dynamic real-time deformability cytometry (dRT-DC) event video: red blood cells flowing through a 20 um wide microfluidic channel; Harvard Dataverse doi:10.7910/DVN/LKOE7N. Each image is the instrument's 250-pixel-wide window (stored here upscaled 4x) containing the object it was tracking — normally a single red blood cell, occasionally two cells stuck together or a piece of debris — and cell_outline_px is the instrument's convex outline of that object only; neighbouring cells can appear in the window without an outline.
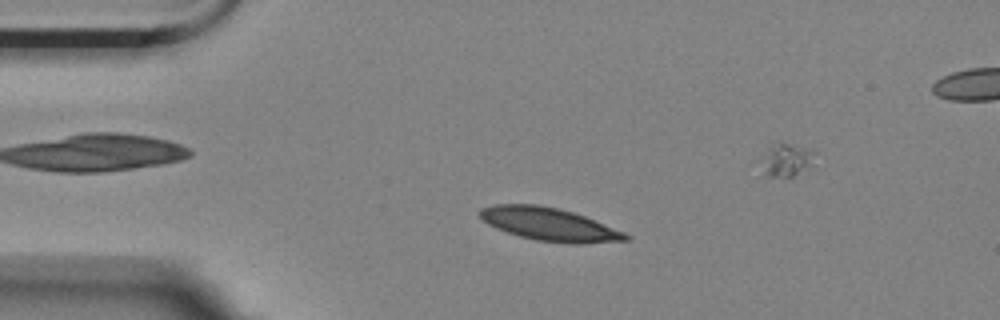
{"species": "Egyptian fruit bat (a non-hibernating species)", "species_latin": "Rousettus aegyptiacus", "temperature_condition": "room temperature", "stored_images_in_passage": 56, "camera_frame_rate_fps": 3000, "um_per_image_px": 0.085, "animal": {"sex": "female"}, "frame": {"image": 1, "passage_image": 11, "time_ms": 3.333, "image_size_px": [1000, 320], "cell_outline_px": [[632, 236], [628, 240], [580, 244], [568, 244], [536, 240], [520, 236], [496, 228], [488, 224], [480, 216], [480, 208], [496, 204], [536, 204], [556, 208], [572, 212], [584, 216], [624, 232]], "centroid_in_image_um": [46.7, 19.07], "position_along_channel_um": 38.3, "area_um2": 27.8}}
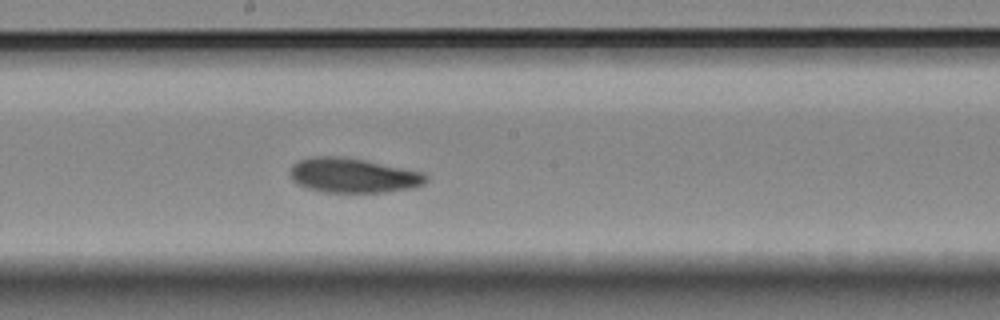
{"frame": {"image": 2, "passage_image": 29, "time_ms": 9.333, "image_size_px": [1000, 320], "cell_outline_px": [[428, 180], [424, 184], [416, 188], [384, 192], [324, 192], [308, 188], [296, 184], [292, 180], [288, 172], [292, 164], [300, 160], [312, 156], [340, 156], [364, 160], [424, 172], [428, 176]], "centroid_in_image_um": [30.01, 14.91], "position_along_channel_um": 218.2, "area_um2": 27.74}}
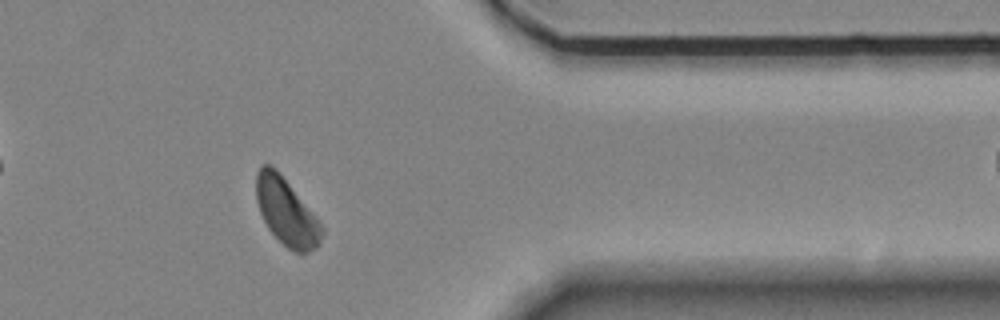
{"frame": {"image": 3, "passage_image": 45, "time_ms": 14.667, "image_size_px": [1000, 320], "cell_outline_px": [[324, 232], [320, 244], [316, 248], [308, 252], [296, 252], [288, 248], [268, 228], [260, 212], [256, 200], [256, 172], [264, 164], [272, 164], [280, 172], [324, 228]], "centroid_in_image_um": [24.34, 17.99], "position_along_channel_um": 387.1, "area_um2": 25.32}, "authors_computed_cell_mechanics": {"area_um2": 27.1082, "velocity_mm_per_s": 3.4757, "shape_relaxation_time_tau1_ms": 3.0375, "shape_relaxation_time_tau2_ms": 3.5749, "deformation_change_tau1": 0.1042, "deformation_change_tau2": 0.077}}